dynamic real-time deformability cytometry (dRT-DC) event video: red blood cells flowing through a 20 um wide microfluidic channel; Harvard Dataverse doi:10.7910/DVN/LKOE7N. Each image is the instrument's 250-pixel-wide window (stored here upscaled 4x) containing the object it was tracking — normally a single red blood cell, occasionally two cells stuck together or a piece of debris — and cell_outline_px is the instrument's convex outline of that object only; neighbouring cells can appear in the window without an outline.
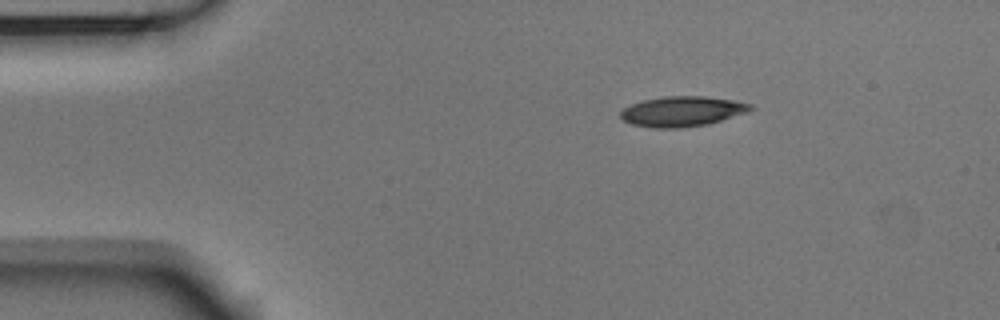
{"species": "Egyptian fruit bat (a non-hibernating species)", "species_latin": "Rousettus aegyptiacus", "temperature_condition": "room temperature", "stored_images_in_passage": 45, "camera_frame_rate_fps": 3000, "um_per_image_px": 0.085, "animal": {"sex": "male"}, "frame": {"image": 1, "passage_image": 1, "time_ms": 0.0, "image_size_px": [1000, 320], "cell_outline_px": [[756, 108], [748, 112], [708, 124], [680, 128], [652, 128], [632, 124], [624, 120], [620, 116], [620, 112], [624, 108], [632, 104], [644, 100], [664, 96], [704, 96], [732, 100], [752, 104]], "centroid_in_image_um": [58.01, 9.47], "position_along_channel_um": 27.0, "area_um2": 22.83}}
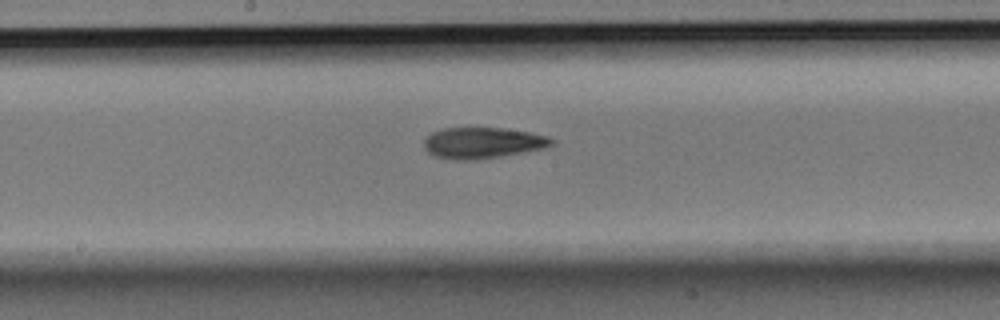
{"frame": {"image": 2, "passage_image": 20, "time_ms": 6.333, "image_size_px": [1000, 320], "cell_outline_px": [[556, 140], [552, 144], [544, 148], [500, 156], [472, 160], [456, 160], [436, 156], [428, 152], [424, 148], [424, 140], [432, 132], [444, 128], [504, 128], [528, 132], [548, 136]], "centroid_in_image_um": [41.02, 12.14], "position_along_channel_um": 207.2, "area_um2": 22.89}}
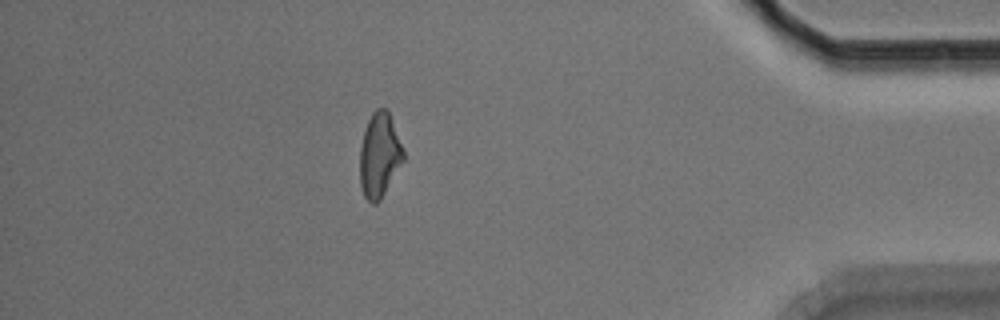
{"frame": {"image": 3, "passage_image": 39, "time_ms": 12.667, "image_size_px": [1000, 320], "cell_outline_px": [[404, 160], [380, 200], [376, 204], [372, 204], [364, 196], [360, 184], [360, 148], [364, 132], [368, 120], [372, 112], [376, 108], [388, 108], [404, 152]], "centroid_in_image_um": [32.25, 13.18], "position_along_channel_um": 403.0, "area_um2": 21.39}, "authors_computed_cell_mechanics": {"area_um2": 22.4842, "velocity_mm_per_s": 3.7689, "shape_relaxation_time_tau1_ms": 7.5618, "shape_relaxation_time_tau2_ms": 3.6795, "deformation_change_tau1": 0.1693, "deformation_change_tau2": 0.1214}}